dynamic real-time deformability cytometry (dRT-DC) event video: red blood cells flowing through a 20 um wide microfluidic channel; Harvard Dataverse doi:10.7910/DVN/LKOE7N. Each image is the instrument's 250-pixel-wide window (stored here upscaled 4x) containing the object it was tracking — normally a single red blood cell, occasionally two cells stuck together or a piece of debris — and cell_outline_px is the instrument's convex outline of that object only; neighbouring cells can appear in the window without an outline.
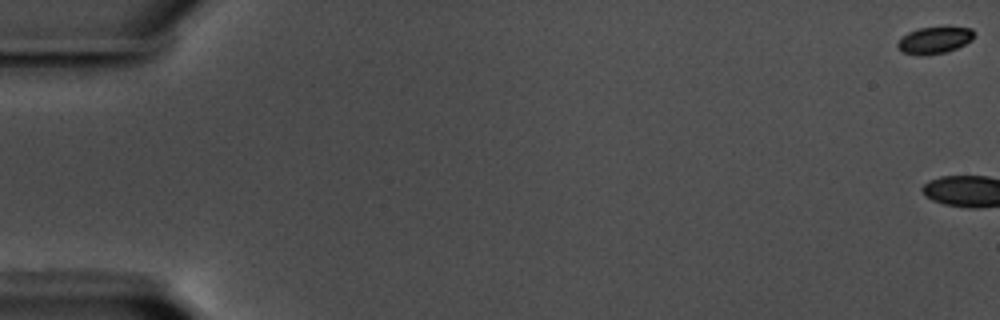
{"species": "common noctule bat (a hibernating species)", "species_latin": "Nyctalus noctula", "temperature_condition": "warm", "stored_images_in_passage": 4, "camera_frame_rate_fps": 3000, "um_per_image_px": 0.085, "animal": {"sex": "male", "body_mass_g": 17.5, "forearm_length_mm": 52.3}, "frame": {"image": 1, "passage_image": 1, "time_ms": 0.0, "image_size_px": [1000, 320], "cell_outline_px": [[972, 40], [956, 48], [944, 52], [920, 56], [904, 52], [896, 44], [908, 32], [920, 28], [972, 28]], "centroid_in_image_um": [79.41, 3.43], "position_along_channel_um": 5.6, "area_um2": 11.39}}